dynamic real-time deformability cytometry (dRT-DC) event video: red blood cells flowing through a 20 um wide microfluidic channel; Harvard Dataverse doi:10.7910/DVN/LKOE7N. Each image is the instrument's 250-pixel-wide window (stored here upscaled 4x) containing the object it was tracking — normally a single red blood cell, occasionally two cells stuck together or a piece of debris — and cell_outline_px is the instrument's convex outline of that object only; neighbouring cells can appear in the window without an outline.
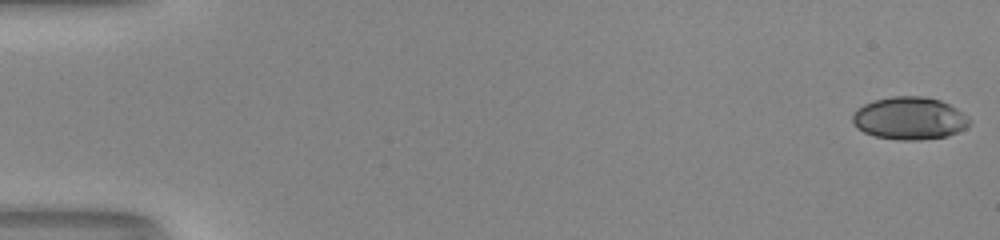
{"species": "human", "species_latin": "Homo sapiens", "temperature_condition": "room temperature", "stored_images_in_passage": 52, "camera_frame_rate_fps": 3000, "um_per_image_px": 0.085, "donor": {"sex": "male"}, "frame": {"image": 1, "passage_image": 1, "time_ms": 0.0, "image_size_px": [1000, 240], "cell_outline_px": [[972, 124], [948, 136], [920, 140], [900, 140], [876, 136], [864, 132], [856, 128], [852, 120], [852, 116], [856, 108], [864, 104], [876, 100], [892, 96], [924, 96], [940, 100], [956, 108], [968, 116], [972, 120]], "centroid_in_image_um": [77.32, 10.05], "position_along_channel_um": 7.7, "area_um2": 29.13}}
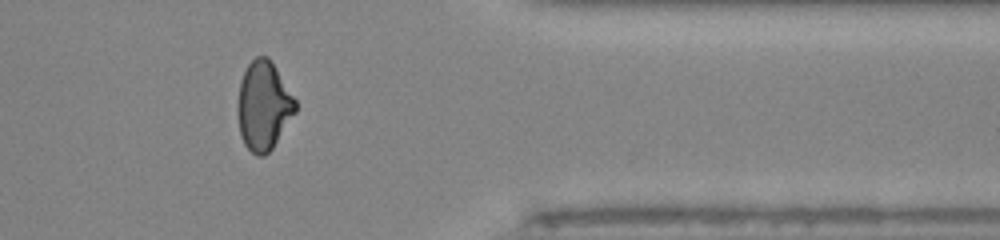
{"frame": {"image": 2, "passage_image": 43, "time_ms": 14.0, "image_size_px": [1000, 240], "cell_outline_px": [[296, 112], [272, 148], [264, 156], [256, 156], [244, 144], [240, 136], [236, 112], [236, 104], [240, 80], [248, 64], [256, 56], [268, 56], [276, 68], [296, 100]], "centroid_in_image_um": [22.37, 9.0], "position_along_channel_um": 389.0, "area_um2": 30.11}}
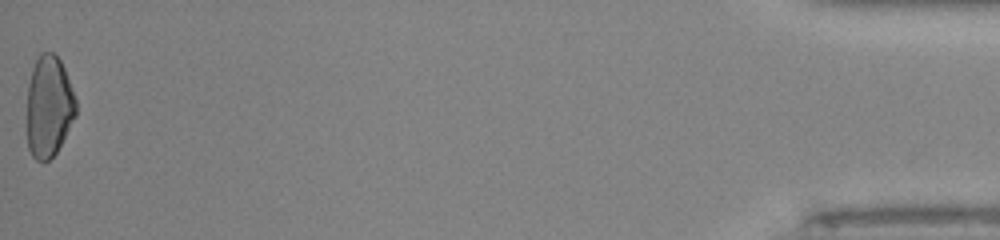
{"frame": {"image": 3, "passage_image": 52, "time_ms": 17.0, "image_size_px": [1000, 240], "cell_outline_px": [[76, 116], [56, 152], [48, 160], [36, 160], [32, 156], [28, 148], [28, 84], [32, 68], [40, 52], [52, 52], [60, 60], [64, 68], [76, 100]], "centroid_in_image_um": [4.15, 9.04], "position_along_channel_um": 431.0, "area_um2": 28.67}, "authors_computed_cell_mechanics": {"area_um2": 29.3913, "velocity_mm_per_s": 4.1634, "shape_relaxation_time_tau1_ms": 7.5595, "shape_relaxation_time_tau2_ms": 1.6252, "deformation_change_tau1": 0.2092, "deformation_change_tau2": 0.055}}